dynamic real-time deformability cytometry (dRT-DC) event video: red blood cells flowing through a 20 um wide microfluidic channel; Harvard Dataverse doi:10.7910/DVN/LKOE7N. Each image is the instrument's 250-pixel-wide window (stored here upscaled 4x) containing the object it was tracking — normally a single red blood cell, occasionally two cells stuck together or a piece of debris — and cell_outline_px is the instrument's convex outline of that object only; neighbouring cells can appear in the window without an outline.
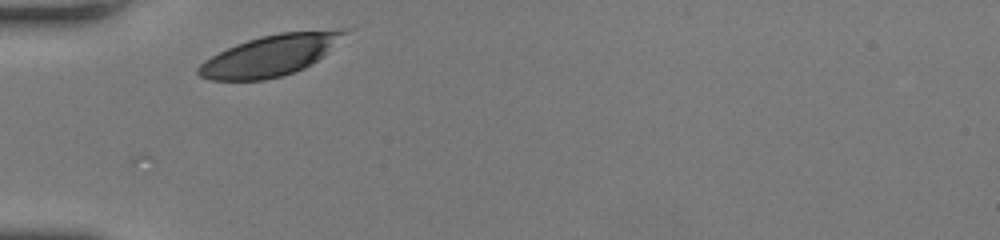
{"species": "human", "species_latin": "Homo sapiens", "temperature_condition": "room temperature", "stored_images_in_passage": 14, "camera_frame_rate_fps": 3000, "um_per_image_px": 0.085, "donor": {"sex": "female"}, "frame": {"image": 1, "passage_image": 1, "time_ms": 0.0, "image_size_px": [1000, 240], "cell_outline_px": [[352, 28], [324, 56], [304, 68], [284, 76], [264, 80], [208, 80], [200, 76], [196, 72], [196, 68], [204, 60], [236, 44], [260, 36], [280, 32], [344, 28]], "centroid_in_image_um": [23.01, 4.7], "position_along_channel_um": 62.0, "area_um2": 35.08}}
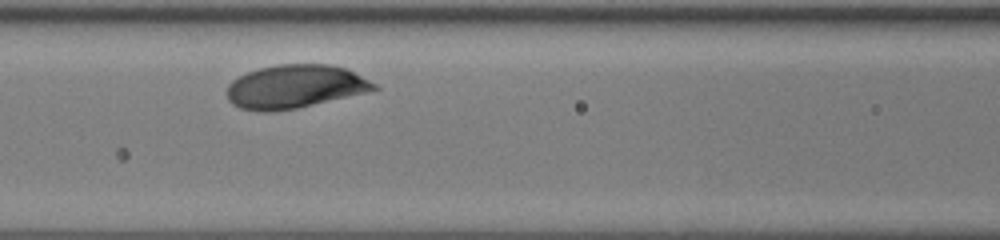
{"frame": {"image": 2, "passage_image": 8, "time_ms": 2.333, "image_size_px": [1000, 240], "cell_outline_px": [[380, 88], [364, 92], [296, 108], [272, 112], [260, 112], [240, 108], [232, 104], [228, 100], [228, 84], [232, 80], [248, 72], [260, 68], [276, 64], [332, 64], [344, 68], [376, 84]], "centroid_in_image_um": [25.01, 7.36], "position_along_channel_um": 141.6, "area_um2": 36.76}}
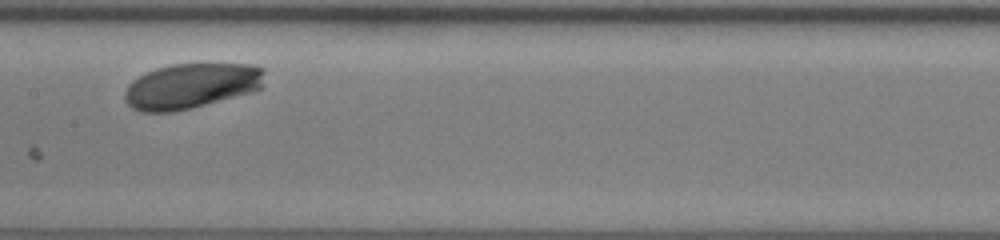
{"frame": {"image": 3, "passage_image": 12, "time_ms": 3.667, "image_size_px": [1000, 240], "cell_outline_px": [[264, 88], [252, 92], [192, 108], [172, 112], [140, 112], [132, 108], [124, 100], [124, 92], [128, 84], [132, 80], [156, 68], [172, 64], [256, 64], [264, 68]], "centroid_in_image_um": [16.28, 7.31], "position_along_channel_um": 191.1, "area_um2": 37.28}}